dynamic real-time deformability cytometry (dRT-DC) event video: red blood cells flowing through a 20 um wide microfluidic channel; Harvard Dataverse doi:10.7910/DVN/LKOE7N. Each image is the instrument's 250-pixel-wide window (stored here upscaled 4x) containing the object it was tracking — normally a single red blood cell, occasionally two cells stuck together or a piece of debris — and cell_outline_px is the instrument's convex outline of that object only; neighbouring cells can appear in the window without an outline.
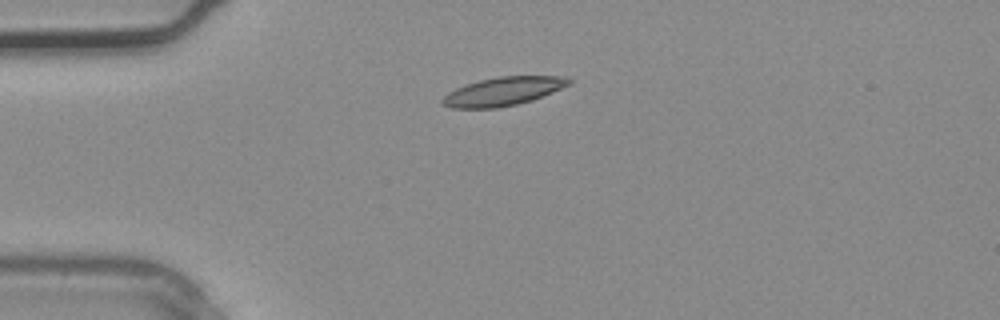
{"species": "common noctule bat (a hibernating species)", "species_latin": "Nyctalus noctula", "temperature_condition": "warm", "stored_images_in_passage": 1, "camera_frame_rate_fps": 3000, "um_per_image_px": 0.085, "animal": {"sex": "male", "body_mass_g": 20.4}, "frame": {"image": 1, "passage_image": 1, "time_ms": 0.0, "image_size_px": [1000, 320], "cell_outline_px": [[572, 84], [532, 100], [516, 104], [496, 108], [452, 108], [440, 104], [440, 100], [448, 92], [464, 84], [480, 80], [500, 76], [564, 76], [572, 80]], "centroid_in_image_um": [42.74, 7.76], "position_along_channel_um": 42.3, "area_um2": 21.1}}